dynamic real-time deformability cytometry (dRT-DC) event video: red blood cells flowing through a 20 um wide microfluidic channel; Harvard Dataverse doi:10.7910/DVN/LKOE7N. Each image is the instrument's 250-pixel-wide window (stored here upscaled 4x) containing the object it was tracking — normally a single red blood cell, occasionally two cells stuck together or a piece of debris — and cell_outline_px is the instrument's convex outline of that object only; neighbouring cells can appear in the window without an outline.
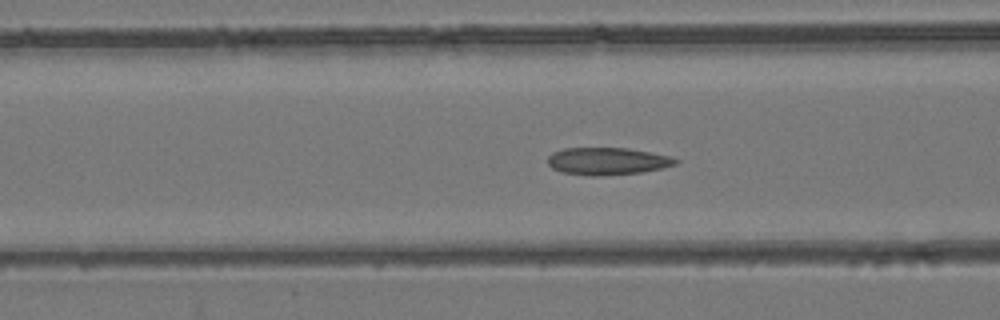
{"species": "common noctule bat (a hibernating species)", "species_latin": "Nyctalus noctula", "temperature_condition": "room temperature", "stored_images_in_passage": 53, "camera_frame_rate_fps": 3000, "um_per_image_px": 0.085, "animal": {"sex": "female", "body_mass_g": 24.6, "forearm_length_mm": 56.2}, "frame": {"image": 1, "passage_image": 21, "time_ms": 6.667, "image_size_px": [1000, 320], "cell_outline_px": [[680, 160], [676, 164], [660, 168], [640, 172], [600, 176], [592, 176], [560, 172], [552, 168], [548, 164], [548, 156], [552, 152], [564, 148], [628, 148], [668, 156]], "centroid_in_image_um": [51.57, 13.7], "position_along_channel_um": 115.0, "area_um2": 20.23}}
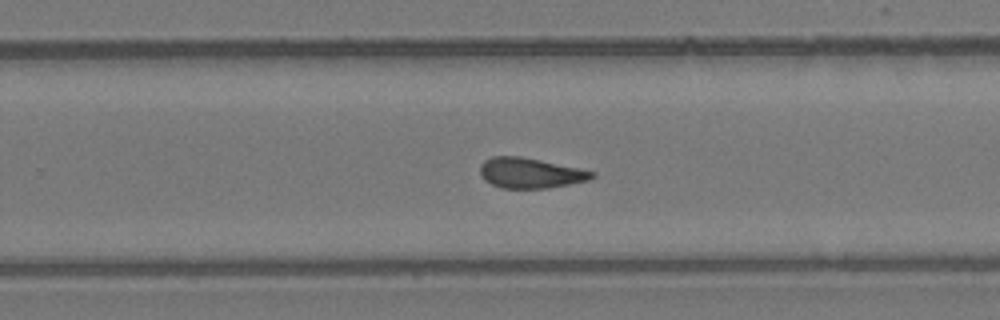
{"frame": {"image": 2, "passage_image": 34, "time_ms": 11.0, "image_size_px": [1000, 320], "cell_outline_px": [[596, 176], [588, 180], [548, 188], [500, 188], [484, 180], [480, 172], [480, 164], [484, 160], [492, 156], [520, 156], [540, 160], [596, 172]], "centroid_in_image_um": [45.04, 14.7], "position_along_channel_um": 284.8, "area_um2": 19.65}}
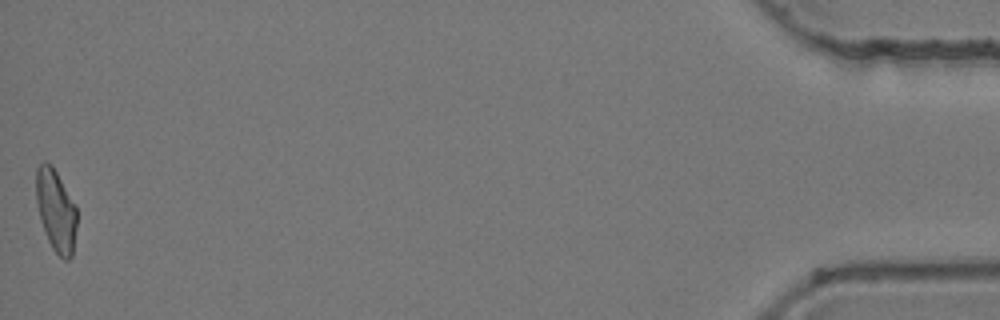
{"frame": {"image": 3, "passage_image": 53, "time_ms": 17.333, "image_size_px": [1000, 320], "cell_outline_px": [[76, 228], [72, 256], [68, 260], [64, 260], [52, 248], [48, 240], [40, 216], [36, 200], [36, 168], [44, 160], [52, 164], [76, 204]], "centroid_in_image_um": [4.76, 17.85], "position_along_channel_um": 430.4, "area_um2": 19.48}, "authors_computed_cell_mechanics": {"area_um2": 20.23, "velocity_mm_per_s": 3.9215, "shape_relaxation_time_tau1_ms": null, "shape_relaxation_time_tau2_ms": 1.9991, "deformation_change_tau1": null, "deformation_change_tau2": 0.0889}}